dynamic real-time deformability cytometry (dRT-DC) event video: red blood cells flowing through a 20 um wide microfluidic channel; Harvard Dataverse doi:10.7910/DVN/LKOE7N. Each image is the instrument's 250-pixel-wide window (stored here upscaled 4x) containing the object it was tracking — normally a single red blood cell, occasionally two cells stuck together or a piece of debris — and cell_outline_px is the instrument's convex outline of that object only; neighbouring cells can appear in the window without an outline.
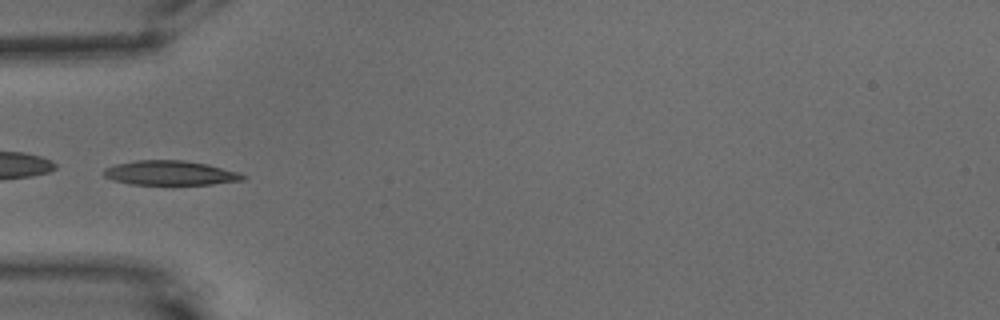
{"species": "common noctule bat (a hibernating species)", "species_latin": "Nyctalus noctula", "temperature_condition": "warm", "stored_images_in_passage": 39, "camera_frame_rate_fps": 3000, "um_per_image_px": 0.085, "animal": {"sex": "male", "body_mass_g": 15.6}, "frame": {"image": 1, "passage_image": 1, "time_ms": 0.0, "image_size_px": [1000, 320], "cell_outline_px": [[248, 176], [244, 180], [212, 184], [172, 188], [132, 184], [112, 180], [104, 176], [104, 168], [116, 164], [136, 160], [184, 160], [208, 164], [240, 172]], "centroid_in_image_um": [14.52, 14.75], "position_along_channel_um": 70.5, "area_um2": 21.04}, "authors_computed_cell_mechanics": {"area_um2": 19.074, "velocity_mm_per_s": 3.5173, "shape_relaxation_time_tau1_ms": 5.1101, "shape_relaxation_time_tau2_ms": 1.1615, "deformation_change_tau1": 0.1791, "deformation_change_tau2": 0.073}}